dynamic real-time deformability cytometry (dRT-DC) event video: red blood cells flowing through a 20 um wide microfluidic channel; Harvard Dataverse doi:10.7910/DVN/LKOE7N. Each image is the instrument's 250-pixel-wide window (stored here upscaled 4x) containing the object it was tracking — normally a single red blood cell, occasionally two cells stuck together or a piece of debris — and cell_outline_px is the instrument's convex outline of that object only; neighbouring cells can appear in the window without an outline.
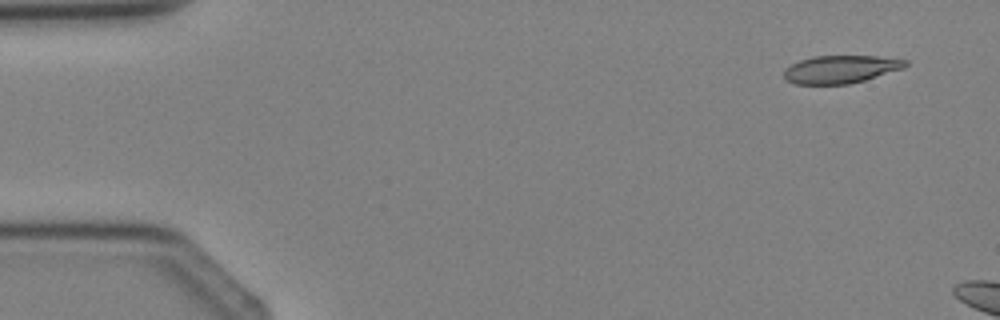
{"species": "Egyptian fruit bat (a non-hibernating species)", "species_latin": "Rousettus aegyptiacus", "temperature_condition": "cold", "stored_images_in_passage": 3, "camera_frame_rate_fps": 3000, "um_per_image_px": 0.085, "animal": {"sex": "female"}, "frame": {"image": 1, "passage_image": 1, "time_ms": 0.0, "image_size_px": [1000, 320], "cell_outline_px": [[908, 64], [904, 68], [864, 80], [848, 84], [796, 84], [784, 80], [784, 68], [800, 60], [812, 56], [876, 56], [908, 60]], "centroid_in_image_um": [71.43, 5.89], "position_along_channel_um": 13.6, "area_um2": 19.71}}